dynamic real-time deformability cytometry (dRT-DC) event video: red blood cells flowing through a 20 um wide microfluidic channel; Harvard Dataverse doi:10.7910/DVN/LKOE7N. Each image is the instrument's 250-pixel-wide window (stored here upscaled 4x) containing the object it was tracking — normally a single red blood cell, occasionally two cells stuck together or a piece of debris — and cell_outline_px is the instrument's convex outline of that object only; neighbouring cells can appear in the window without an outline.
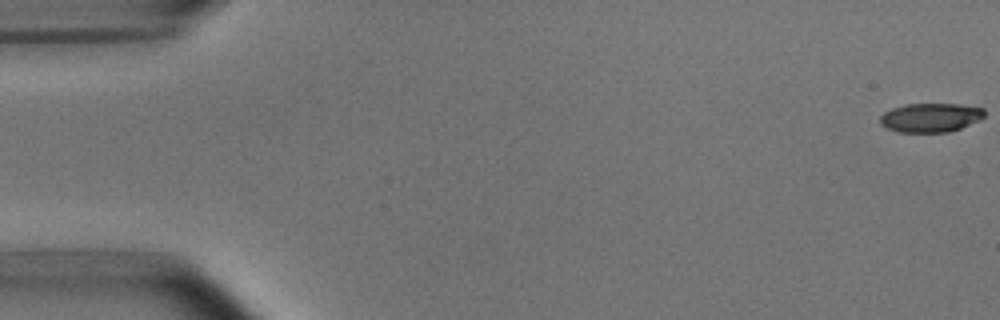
{"species": "common noctule bat (a hibernating species)", "species_latin": "Nyctalus noctula", "temperature_condition": "room temperature", "stored_images_in_passage": 53, "camera_frame_rate_fps": 3000, "um_per_image_px": 0.085, "animal": {"sex": "male", "body_mass_g": 15.6}, "frame": {"image": 1, "passage_image": 1, "time_ms": 0.0, "image_size_px": [1000, 320], "cell_outline_px": [[984, 116], [980, 120], [960, 128], [948, 132], [896, 132], [884, 128], [880, 124], [880, 116], [884, 112], [892, 108], [908, 104], [960, 104], [984, 108]], "centroid_in_image_um": [79.07, 10.0], "position_along_channel_um": 5.9, "area_um2": 17.74}}
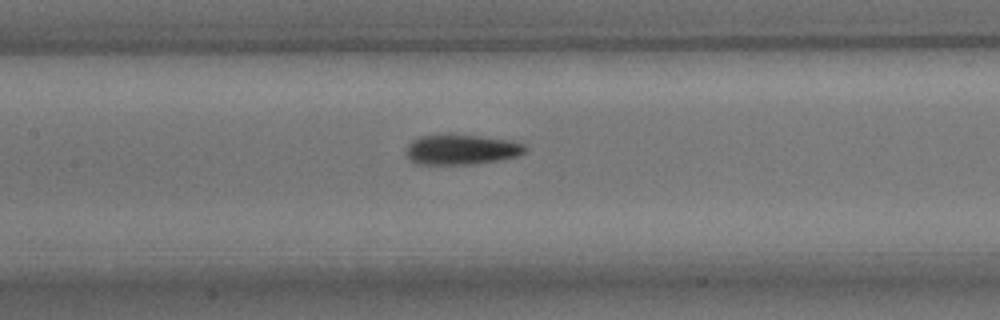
{"frame": {"image": 2, "passage_image": 25, "time_ms": 8.0, "image_size_px": [1000, 320], "cell_outline_px": [[528, 148], [524, 152], [516, 156], [496, 160], [468, 164], [416, 164], [408, 156], [408, 144], [412, 140], [420, 136], [440, 132], [456, 132], [508, 140], [524, 144]], "centroid_in_image_um": [39.19, 12.65], "position_along_channel_um": 168.2, "area_um2": 21.27}}
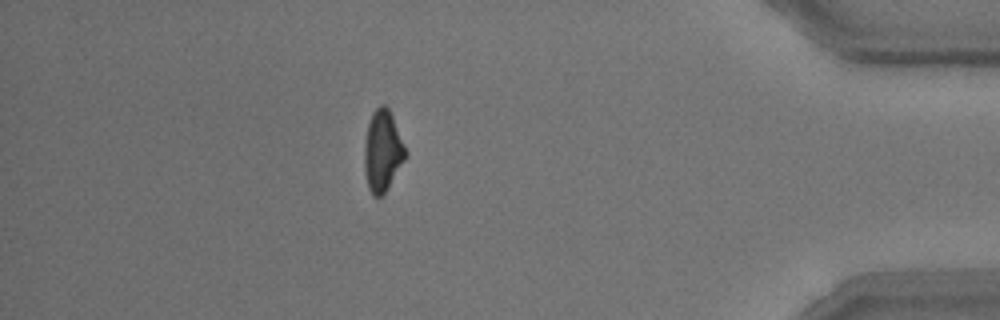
{"frame": {"image": 3, "passage_image": 47, "time_ms": 15.333, "image_size_px": [1000, 320], "cell_outline_px": [[408, 156], [388, 188], [380, 196], [372, 196], [368, 188], [364, 168], [364, 144], [368, 124], [372, 112], [380, 104], [384, 104], [388, 108], [392, 116], [408, 152]], "centroid_in_image_um": [32.53, 12.84], "position_along_channel_um": 402.7, "area_um2": 19.65}, "authors_computed_cell_mechanics": {"area_um2": 19.7676, "velocity_mm_per_s": 3.7897, "shape_relaxation_time_tau1_ms": 3.802, "shape_relaxation_time_tau2_ms": 2.5105, "deformation_change_tau1": 0.1575, "deformation_change_tau2": 0.107}}